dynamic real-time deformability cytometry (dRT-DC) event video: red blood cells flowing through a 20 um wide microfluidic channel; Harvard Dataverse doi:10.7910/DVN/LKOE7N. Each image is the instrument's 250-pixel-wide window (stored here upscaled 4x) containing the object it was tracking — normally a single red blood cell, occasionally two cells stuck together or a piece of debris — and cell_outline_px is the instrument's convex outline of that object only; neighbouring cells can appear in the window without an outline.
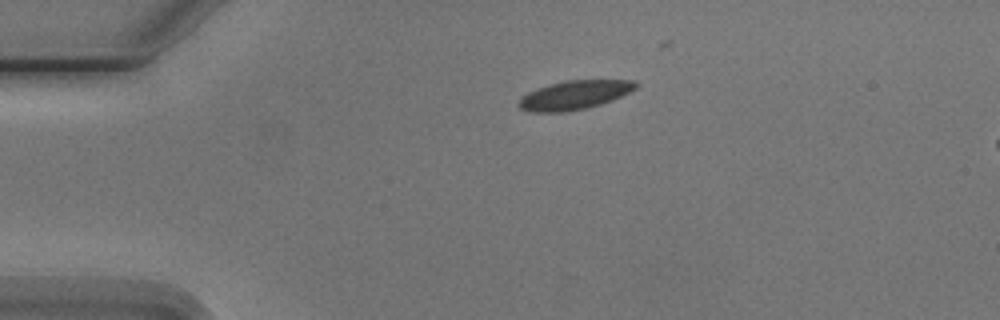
{"species": "Egyptian fruit bat (a non-hibernating species)", "species_latin": "Rousettus aegyptiacus", "temperature_condition": "cold", "stored_images_in_passage": 3, "camera_frame_rate_fps": 3000, "um_per_image_px": 0.085, "animal": {"sex": "male"}, "frame": {"image": 1, "passage_image": 1, "time_ms": 0.0, "image_size_px": [1000, 320], "cell_outline_px": [[640, 84], [636, 88], [612, 100], [588, 108], [564, 112], [532, 112], [520, 108], [516, 104], [520, 96], [536, 88], [548, 84], [564, 80], [636, 80]], "centroid_in_image_um": [48.79, 8.07], "position_along_channel_um": 36.2, "area_um2": 19.94}}